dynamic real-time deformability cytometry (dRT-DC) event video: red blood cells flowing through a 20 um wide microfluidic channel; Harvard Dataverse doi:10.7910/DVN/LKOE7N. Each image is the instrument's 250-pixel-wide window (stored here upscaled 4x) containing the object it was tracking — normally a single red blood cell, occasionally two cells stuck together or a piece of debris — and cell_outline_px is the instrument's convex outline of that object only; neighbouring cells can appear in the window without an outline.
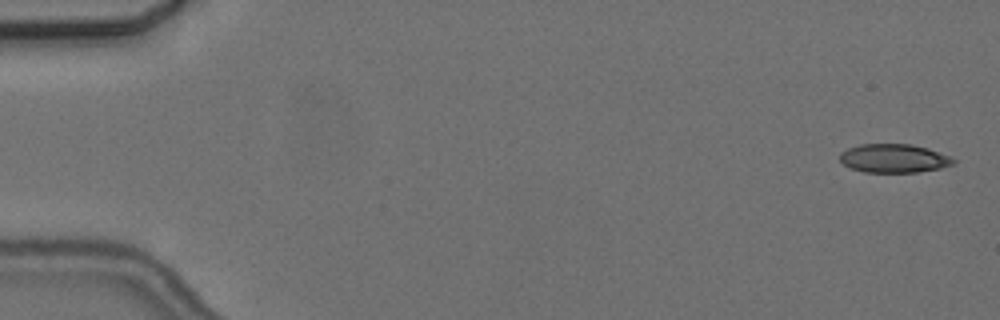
{"species": "common noctule bat (a hibernating species)", "species_latin": "Nyctalus noctula", "temperature_condition": "cold", "stored_images_in_passage": 6, "camera_frame_rate_fps": 3000, "um_per_image_px": 0.085, "animal": {"sex": "female", "body_mass_g": 24.6, "forearm_length_mm": 56.2}, "frame": {"image": 1, "passage_image": 1, "time_ms": 0.0, "image_size_px": [1000, 320], "cell_outline_px": [[956, 160], [952, 164], [940, 168], [916, 172], [864, 172], [852, 168], [844, 164], [840, 160], [840, 152], [848, 148], [860, 144], [912, 144], [928, 148], [948, 156]], "centroid_in_image_um": [75.95, 13.45], "position_along_channel_um": 9.0, "area_um2": 18.79}}
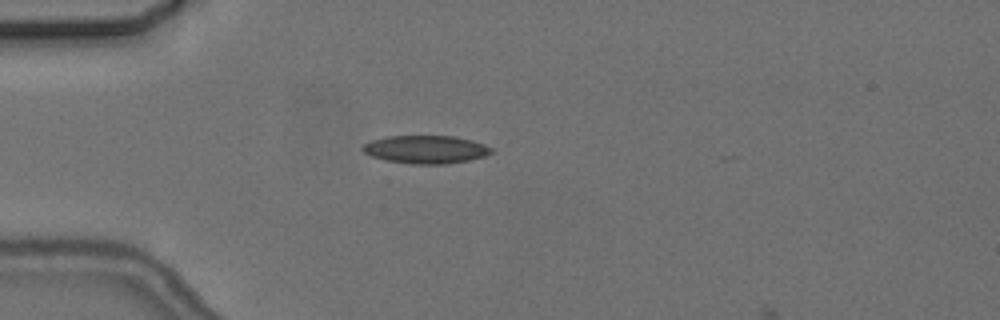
{"frame": {"image": 2, "passage_image": 5, "time_ms": 4.667, "image_size_px": [1000, 320], "cell_outline_px": [[492, 152], [484, 156], [468, 160], [444, 164], [412, 164], [384, 160], [372, 156], [364, 152], [360, 148], [364, 144], [372, 140], [388, 136], [456, 136], [472, 140], [484, 144], [492, 148]], "centroid_in_image_um": [36.18, 12.7], "position_along_channel_um": 48.8, "area_um2": 20.98}}